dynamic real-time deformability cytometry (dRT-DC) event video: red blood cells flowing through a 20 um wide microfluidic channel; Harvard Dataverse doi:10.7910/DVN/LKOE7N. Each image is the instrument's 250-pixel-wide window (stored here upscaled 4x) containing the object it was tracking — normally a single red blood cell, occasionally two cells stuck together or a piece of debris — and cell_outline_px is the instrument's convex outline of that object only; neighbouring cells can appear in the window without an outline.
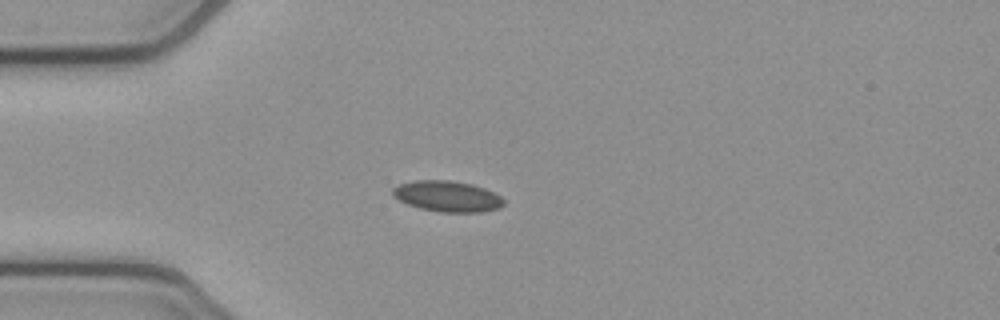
{"species": "common noctule bat (a hibernating species)", "species_latin": "Nyctalus noctula", "temperature_condition": "cold", "stored_images_in_passage": 40, "camera_frame_rate_fps": 3000, "um_per_image_px": 0.085, "animal": {"sex": "female", "body_mass_g": 21.9}, "frame": {"image": 1, "passage_image": 1, "time_ms": 0.0, "image_size_px": [1000, 320], "cell_outline_px": [[504, 204], [500, 208], [484, 212], [440, 212], [420, 208], [408, 204], [392, 196], [392, 188], [400, 184], [412, 180], [452, 180], [472, 184], [484, 188], [500, 196], [504, 200]], "centroid_in_image_um": [38.02, 16.68], "position_along_channel_um": 47.0, "area_um2": 20.06}}
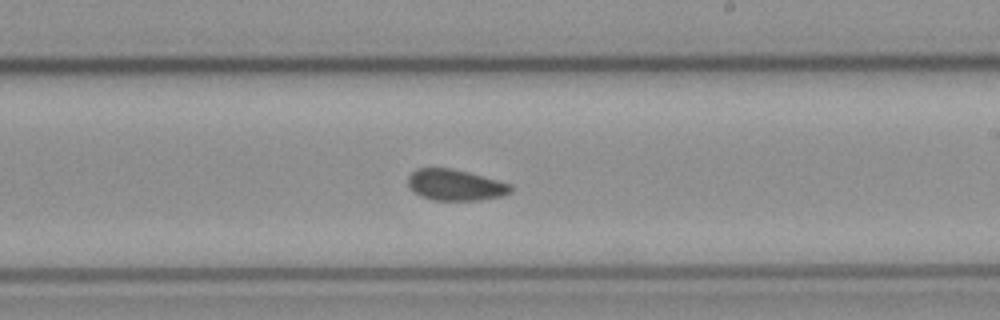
{"frame": {"image": 2, "passage_image": 18, "time_ms": 5.667, "image_size_px": [1000, 320], "cell_outline_px": [[512, 192], [500, 196], [480, 200], [432, 200], [420, 196], [408, 188], [408, 176], [416, 168], [452, 168], [468, 172], [512, 184]], "centroid_in_image_um": [38.67, 15.72], "position_along_channel_um": 250.3, "area_um2": 18.73}}
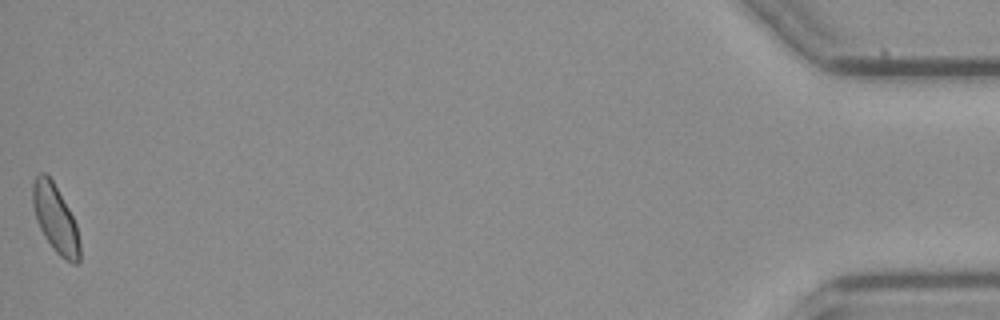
{"frame": {"image": 3, "passage_image": 40, "time_ms": 13.0, "image_size_px": [1000, 320], "cell_outline_px": [[80, 260], [76, 264], [72, 264], [60, 256], [52, 248], [44, 236], [36, 220], [32, 204], [32, 184], [36, 176], [40, 172], [44, 172], [52, 180], [68, 208], [76, 224], [80, 244]], "centroid_in_image_um": [4.7, 18.61], "position_along_channel_um": 430.5, "area_um2": 18.55}}